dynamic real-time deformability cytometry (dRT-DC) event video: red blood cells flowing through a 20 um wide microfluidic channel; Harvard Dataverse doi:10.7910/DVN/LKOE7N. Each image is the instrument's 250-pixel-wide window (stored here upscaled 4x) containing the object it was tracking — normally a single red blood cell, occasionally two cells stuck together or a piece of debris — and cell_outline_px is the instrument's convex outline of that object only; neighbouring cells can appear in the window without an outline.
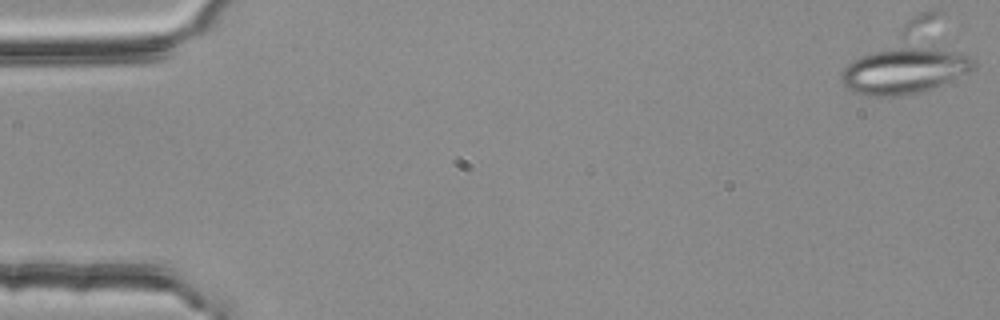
{"species": "common noctule bat (a hibernating species)", "species_latin": "Nyctalus noctula", "temperature_condition": "room temperature", "stored_images_in_passage": 29, "camera_frame_rate_fps": 3000, "um_per_image_px": 0.085, "animal": {"sex": "female", "body_mass_g": 25.1}, "frame": {"image": 1, "passage_image": 1, "time_ms": 0.0, "image_size_px": [1000, 320], "cell_outline_px": [[976, 64], [968, 72], [924, 92], [904, 96], [864, 96], [852, 92], [840, 80], [840, 72], [848, 64], [864, 56], [876, 52], [908, 44], [960, 52], [972, 56], [976, 60]], "centroid_in_image_um": [76.88, 6.01], "position_along_channel_um": 8.1, "area_um2": 35.89}}
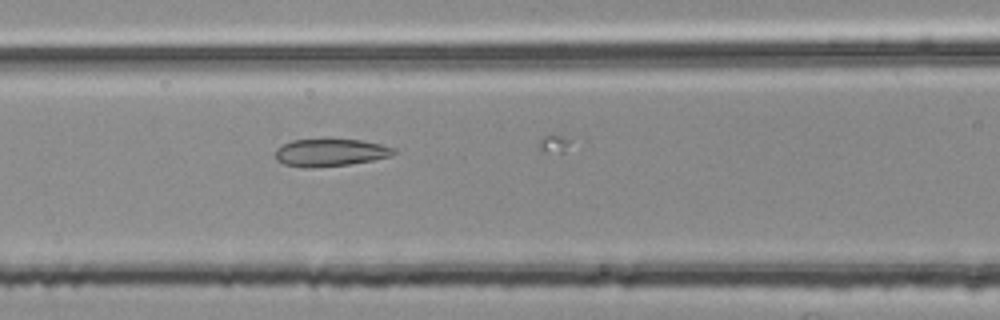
{"frame": {"image": 2, "passage_image": 23, "time_ms": 7.333, "image_size_px": [1000, 320], "cell_outline_px": [[396, 152], [392, 156], [372, 160], [348, 164], [308, 168], [304, 168], [284, 164], [276, 160], [276, 148], [292, 140], [360, 140], [380, 144], [396, 148]], "centroid_in_image_um": [28.08, 12.97], "position_along_channel_um": 138.5, "area_um2": 18.73}}
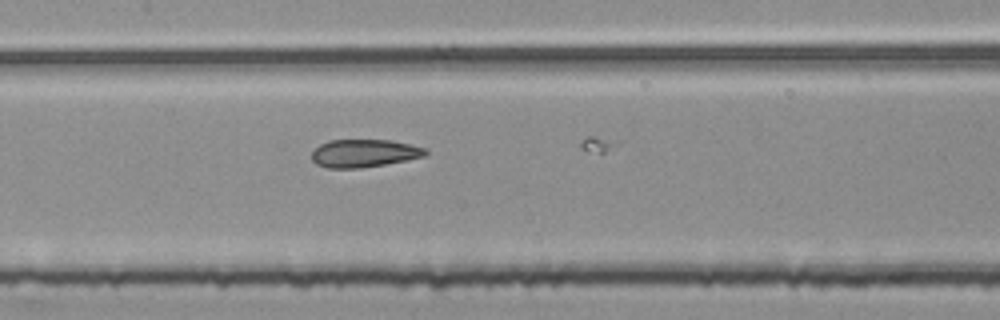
{"frame": {"image": 3, "passage_image": 26, "time_ms": 8.333, "image_size_px": [1000, 320], "cell_outline_px": [[428, 152], [424, 156], [408, 160], [360, 168], [328, 168], [316, 164], [312, 160], [312, 152], [320, 144], [328, 140], [392, 140], [428, 148]], "centroid_in_image_um": [30.97, 13.02], "position_along_channel_um": 176.4, "area_um2": 18.55}}